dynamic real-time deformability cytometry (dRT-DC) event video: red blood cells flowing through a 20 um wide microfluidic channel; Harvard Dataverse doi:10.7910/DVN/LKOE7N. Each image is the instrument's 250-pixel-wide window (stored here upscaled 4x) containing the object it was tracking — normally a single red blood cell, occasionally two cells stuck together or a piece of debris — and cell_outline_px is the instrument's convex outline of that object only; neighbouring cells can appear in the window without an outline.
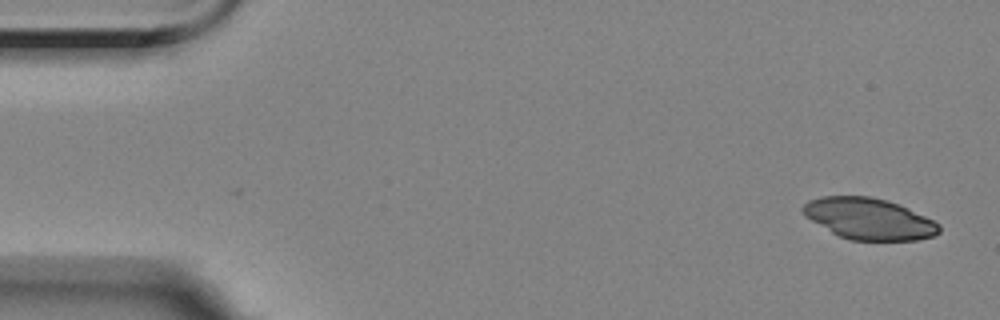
{"species": "Egyptian fruit bat (a non-hibernating species)", "species_latin": "Rousettus aegyptiacus", "temperature_condition": "room temperature", "stored_images_in_passage": 3, "camera_frame_rate_fps": 3000, "um_per_image_px": 0.085, "animal": {"sex": "female"}, "frame": {"image": 1, "passage_image": 3, "time_ms": 0.667, "image_size_px": [1000, 320], "cell_outline_px": [[940, 232], [932, 236], [916, 240], [852, 240], [840, 236], [832, 232], [812, 220], [800, 208], [808, 200], [820, 196], [868, 196], [888, 200], [908, 208], [940, 224]], "centroid_in_image_um": [73.87, 18.58], "position_along_channel_um": 11.1, "area_um2": 32.43}}